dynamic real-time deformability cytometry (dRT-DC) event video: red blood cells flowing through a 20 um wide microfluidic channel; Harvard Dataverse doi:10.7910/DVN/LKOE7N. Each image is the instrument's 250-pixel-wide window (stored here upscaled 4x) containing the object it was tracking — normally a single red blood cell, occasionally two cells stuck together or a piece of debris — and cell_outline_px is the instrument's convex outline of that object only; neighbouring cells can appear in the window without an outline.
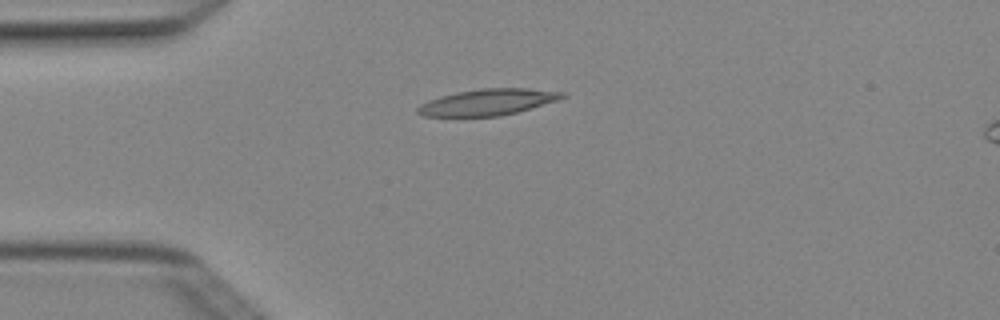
{"species": "Egyptian fruit bat (a non-hibernating species)", "species_latin": "Rousettus aegyptiacus", "temperature_condition": "cold", "stored_images_in_passage": 4, "camera_frame_rate_fps": 3000, "um_per_image_px": 0.085, "animal": {"sex": "female"}, "frame": {"image": 1, "passage_image": 4, "time_ms": 1.0, "image_size_px": [1000, 320], "cell_outline_px": [[568, 96], [560, 100], [516, 112], [500, 116], [424, 116], [416, 112], [416, 108], [420, 104], [428, 100], [440, 96], [456, 92], [480, 88], [528, 88], [564, 92]], "centroid_in_image_um": [41.48, 8.67], "position_along_channel_um": 43.5, "area_um2": 22.25}}